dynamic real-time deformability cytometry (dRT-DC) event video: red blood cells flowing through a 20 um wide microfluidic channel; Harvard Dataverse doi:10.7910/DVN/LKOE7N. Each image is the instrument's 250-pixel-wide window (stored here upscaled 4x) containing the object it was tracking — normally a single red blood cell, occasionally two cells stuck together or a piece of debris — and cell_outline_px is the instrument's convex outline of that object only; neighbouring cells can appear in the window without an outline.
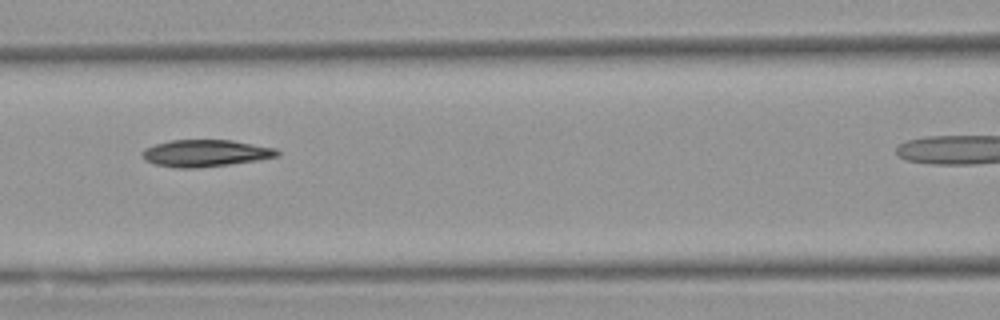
{"species": "Egyptian fruit bat (a non-hibernating species)", "species_latin": "Rousettus aegyptiacus", "temperature_condition": "warm", "stored_images_in_passage": 7, "camera_frame_rate_fps": 3000, "um_per_image_px": 0.085, "animal": {"sex": "female"}, "frame": {"image": 1, "passage_image": 6, "time_ms": 6.667, "image_size_px": [1000, 320], "cell_outline_px": [[280, 156], [260, 160], [196, 168], [176, 168], [152, 164], [144, 160], [140, 156], [140, 152], [144, 148], [156, 144], [172, 140], [232, 140], [276, 148], [280, 152]], "centroid_in_image_um": [17.44, 13.02], "position_along_channel_um": 149.2, "area_um2": 21.44}}